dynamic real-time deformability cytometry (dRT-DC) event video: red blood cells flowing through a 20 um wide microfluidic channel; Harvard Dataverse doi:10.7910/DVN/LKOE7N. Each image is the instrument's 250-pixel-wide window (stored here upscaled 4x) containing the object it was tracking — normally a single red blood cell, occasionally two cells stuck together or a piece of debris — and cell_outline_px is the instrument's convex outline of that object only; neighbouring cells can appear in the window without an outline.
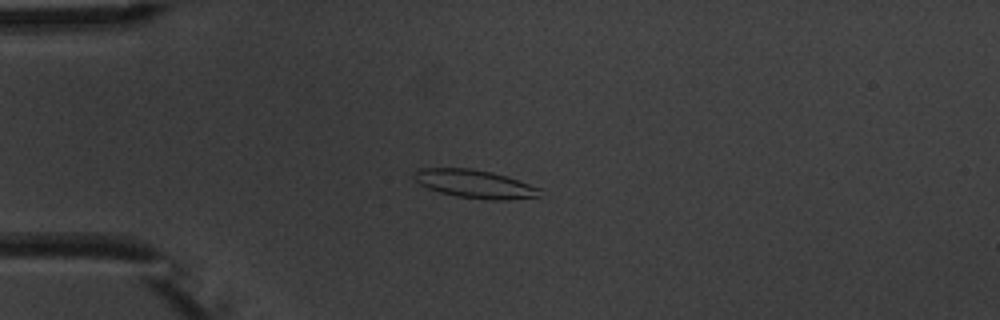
{"species": "common noctule bat (a hibernating species)", "species_latin": "Nyctalus noctula", "temperature_condition": "warm", "stored_images_in_passage": 8, "camera_frame_rate_fps": 3000, "um_per_image_px": 0.085, "animal": {"sex": "male", "body_mass_g": 20.1, "forearm_length_mm": 53.5}, "frame": {"image": 1, "passage_image": 3, "time_ms": 3.333, "image_size_px": [1000, 320], "cell_outline_px": [[540, 196], [508, 200], [492, 200], [456, 196], [440, 192], [428, 188], [420, 184], [412, 176], [412, 172], [420, 168], [468, 168], [492, 172], [508, 176], [540, 188]], "centroid_in_image_um": [40.35, 15.63], "position_along_channel_um": 44.7, "area_um2": 20.69}}
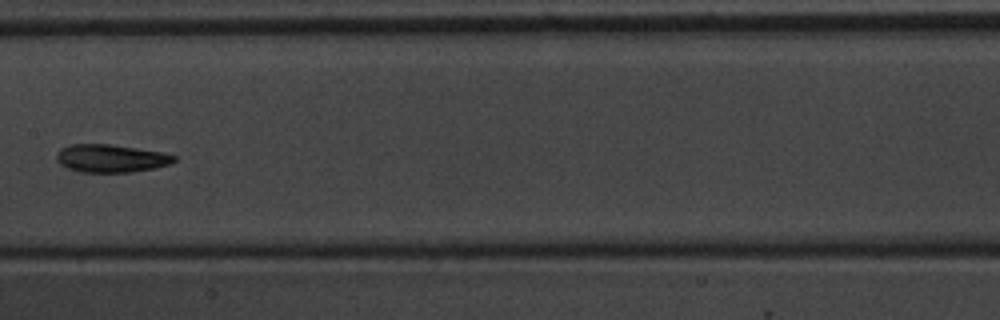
{"frame": {"image": 2, "passage_image": 7, "time_ms": 8.0, "image_size_px": [1000, 320], "cell_outline_px": [[176, 160], [168, 164], [152, 168], [132, 172], [80, 172], [68, 168], [60, 164], [56, 160], [56, 156], [60, 148], [68, 144], [112, 144], [160, 152], [176, 156]], "centroid_in_image_um": [9.37, 13.45], "position_along_channel_um": 198.0, "area_um2": 19.02}}
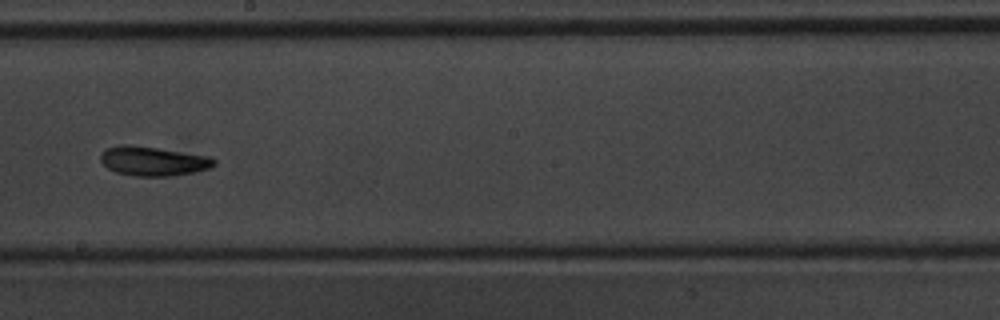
{"frame": {"image": 3, "passage_image": 8, "time_ms": 9.0, "image_size_px": [1000, 320], "cell_outline_px": [[216, 164], [208, 168], [192, 172], [168, 176], [132, 176], [116, 172], [108, 168], [100, 160], [100, 152], [104, 148], [120, 144], [124, 144], [156, 148], [212, 156], [216, 160]], "centroid_in_image_um": [12.98, 13.68], "position_along_channel_um": 235.2, "area_um2": 19.42}}